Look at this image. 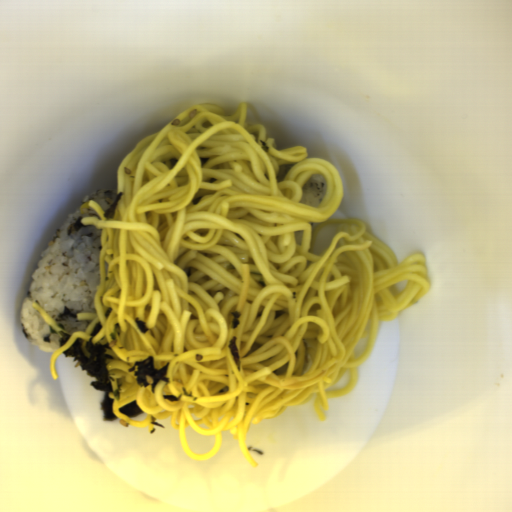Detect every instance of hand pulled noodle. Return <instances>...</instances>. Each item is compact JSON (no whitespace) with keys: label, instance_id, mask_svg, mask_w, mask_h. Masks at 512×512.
Returning <instances> with one entry per match:
<instances>
[{"label":"hand pulled noodle","instance_id":"14784b9a","mask_svg":"<svg viewBox=\"0 0 512 512\" xmlns=\"http://www.w3.org/2000/svg\"><path fill=\"white\" fill-rule=\"evenodd\" d=\"M248 111L247 102L234 114L216 103L183 111L121 160L117 195H123L113 218L106 220L89 201L100 219L80 223L101 230L102 246L95 312L76 313L89 325L53 352L50 369L57 380L58 356L78 338L89 341L101 323L91 342L108 343L114 358L107 370L122 382L120 400L112 404L117 418L151 431V416L171 417L194 461L211 460L229 430L242 456L259 468L247 449L250 425L309 404L314 395L313 409L325 422L330 399L357 386L380 321L418 304L431 285L422 253L399 263L360 220L331 218L345 196L338 169L308 157L305 147L276 149L263 123H248ZM283 164L292 166L278 183ZM314 173L328 185L317 206L300 203ZM331 223L337 232L330 246L313 254L316 234ZM235 310L240 326L232 330ZM235 335L241 371L227 346ZM363 337L367 349L355 359ZM150 355L156 369L170 363V383H159L156 394L128 373ZM348 371L344 388L327 391ZM185 386L197 401L163 400ZM133 400L144 412L138 419L118 412ZM190 426L215 435L206 455L187 447Z\"/></svg>","mask_w":512,"mask_h":512},{"label":"hand pulled noodle","instance_id":"772679e5","mask_svg":"<svg viewBox=\"0 0 512 512\" xmlns=\"http://www.w3.org/2000/svg\"><path fill=\"white\" fill-rule=\"evenodd\" d=\"M33 308H35L38 313L43 317V319L47 322V324L52 327L55 331L60 334V331H63L58 324L47 314V312L37 303L34 302L32 304Z\"/></svg>","mask_w":512,"mask_h":512}]
</instances>
